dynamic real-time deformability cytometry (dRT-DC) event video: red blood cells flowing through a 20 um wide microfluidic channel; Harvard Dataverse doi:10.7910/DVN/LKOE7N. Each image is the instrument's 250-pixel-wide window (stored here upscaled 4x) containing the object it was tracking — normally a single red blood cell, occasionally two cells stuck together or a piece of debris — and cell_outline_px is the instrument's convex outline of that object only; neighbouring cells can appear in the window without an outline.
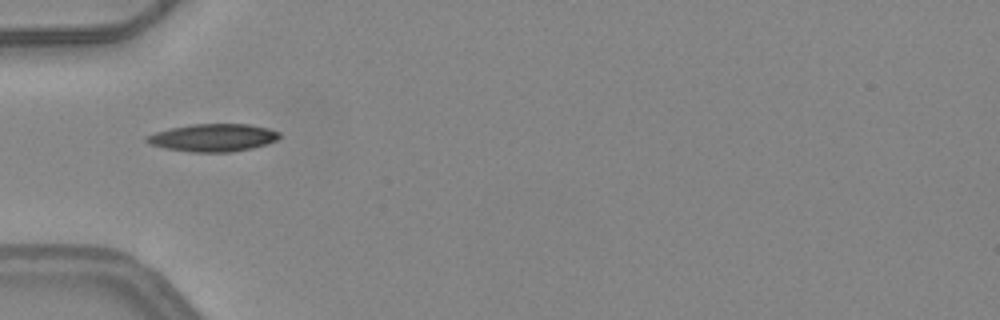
{"species": "common noctule bat (a hibernating species)", "species_latin": "Nyctalus noctula", "temperature_condition": "warm", "stored_images_in_passage": 2, "camera_frame_rate_fps": 3000, "um_per_image_px": 0.085, "animal": {"sex": "female", "body_mass_g": 24.6, "forearm_length_mm": 56.2}, "frame": {"image": 1, "passage_image": 1, "time_ms": 0.0, "image_size_px": [1000, 320], "cell_outline_px": [[280, 136], [276, 140], [252, 148], [232, 152], [192, 152], [164, 148], [148, 144], [144, 140], [144, 136], [168, 128], [192, 124], [252, 124], [268, 128], [280, 132]], "centroid_in_image_um": [18.07, 11.7], "position_along_channel_um": 66.9, "area_um2": 21.56}}